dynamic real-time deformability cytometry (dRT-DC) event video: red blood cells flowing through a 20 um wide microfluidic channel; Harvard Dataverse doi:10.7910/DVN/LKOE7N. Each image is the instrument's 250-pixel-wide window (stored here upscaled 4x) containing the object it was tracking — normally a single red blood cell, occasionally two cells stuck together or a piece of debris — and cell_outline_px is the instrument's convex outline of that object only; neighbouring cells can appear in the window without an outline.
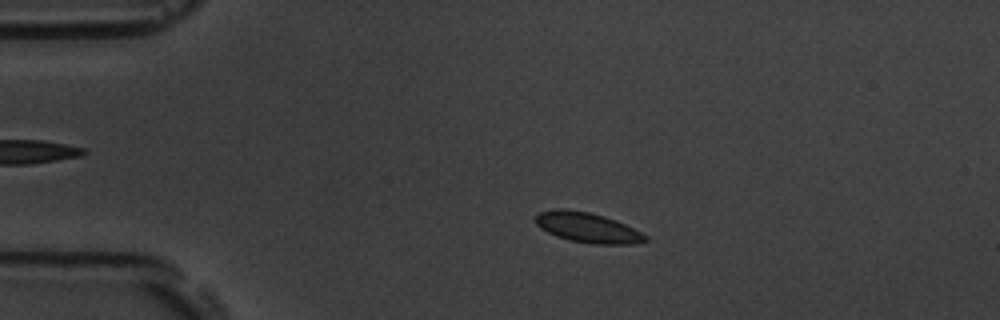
{"species": "common noctule bat (a hibernating species)", "species_latin": "Nyctalus noctula", "temperature_condition": "room temperature", "stored_images_in_passage": 56, "camera_frame_rate_fps": 3000, "um_per_image_px": 0.085, "animal": {"sex": "male", "body_mass_g": 19.5, "forearm_length_mm": 54.6}, "frame": {"image": 1, "passage_image": 11, "time_ms": 3.333, "image_size_px": [1000, 320], "cell_outline_px": [[648, 240], [636, 244], [592, 244], [568, 240], [556, 236], [540, 228], [532, 220], [536, 212], [556, 208], [564, 208], [588, 212], [604, 216], [616, 220], [648, 236]], "centroid_in_image_um": [49.87, 19.33], "position_along_channel_um": 35.1, "area_um2": 19.54}}
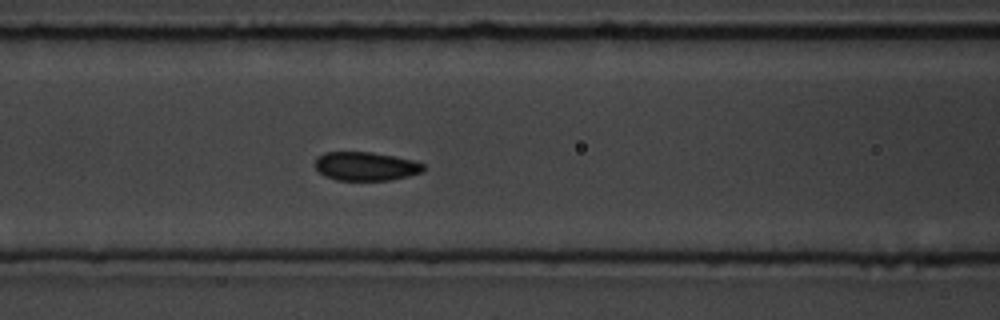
{"frame": {"image": 2, "passage_image": 23, "time_ms": 7.333, "image_size_px": [1000, 320], "cell_outline_px": [[424, 168], [420, 172], [408, 176], [388, 180], [336, 180], [324, 176], [316, 168], [316, 156], [324, 152], [372, 152], [412, 160], [424, 164]], "centroid_in_image_um": [31.04, 14.13], "position_along_channel_um": 135.6, "area_um2": 17.98}}
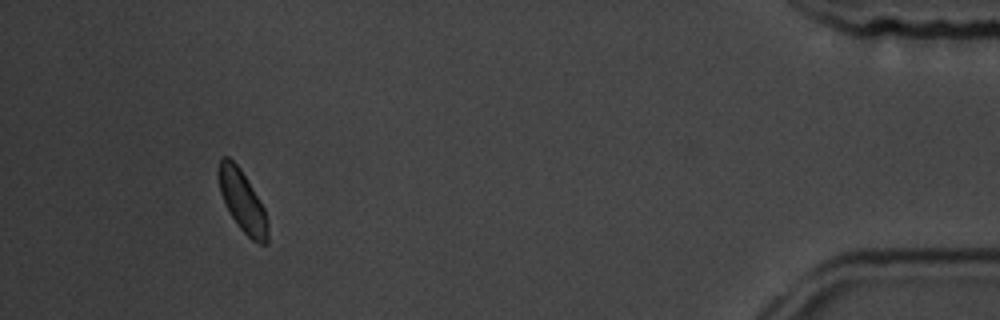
{"frame": {"image": 3, "passage_image": 52, "time_ms": 17.0, "image_size_px": [1000, 320], "cell_outline_px": [[268, 244], [260, 244], [252, 240], [240, 228], [224, 204], [220, 192], [216, 172], [220, 156], [228, 156], [240, 168], [260, 200], [264, 208], [268, 224]], "centroid_in_image_um": [20.58, 17.06], "position_along_channel_um": 414.6, "area_um2": 17.8}, "authors_computed_cell_mechanics": {"area_um2": 18.207, "velocity_mm_per_s": 3.5735, "shape_relaxation_time_tau1_ms": 2.346, "shape_relaxation_time_tau2_ms": null, "deformation_change_tau1": 0.0528, "deformation_change_tau2": null}}